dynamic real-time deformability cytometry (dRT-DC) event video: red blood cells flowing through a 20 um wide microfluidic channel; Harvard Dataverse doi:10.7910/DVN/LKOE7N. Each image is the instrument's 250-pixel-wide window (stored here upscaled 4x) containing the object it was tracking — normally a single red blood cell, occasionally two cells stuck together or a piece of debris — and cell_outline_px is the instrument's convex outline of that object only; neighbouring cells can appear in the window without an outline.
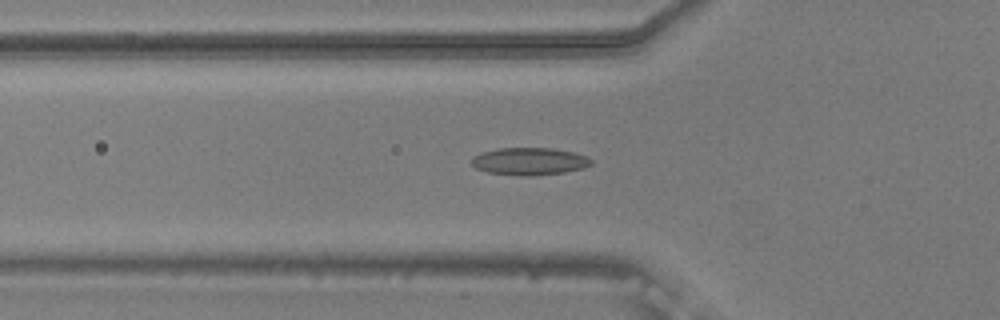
{"species": "common noctule bat (a hibernating species)", "species_latin": "Nyctalus noctula", "temperature_condition": "warm", "stored_images_in_passage": 53, "camera_frame_rate_fps": 3000, "um_per_image_px": 0.085, "animal": {"sex": "male", "body_mass_g": 20.5, "forearm_length_mm": 52.5}, "frame": {"image": 1, "passage_image": 19, "time_ms": 6.0, "image_size_px": [1000, 320], "cell_outline_px": [[592, 164], [584, 168], [564, 172], [528, 176], [520, 176], [488, 172], [476, 168], [472, 164], [472, 156], [484, 152], [500, 148], [552, 148], [572, 152], [588, 156], [592, 160]], "centroid_in_image_um": [45.02, 13.71], "position_along_channel_um": 80.8, "area_um2": 19.02}}
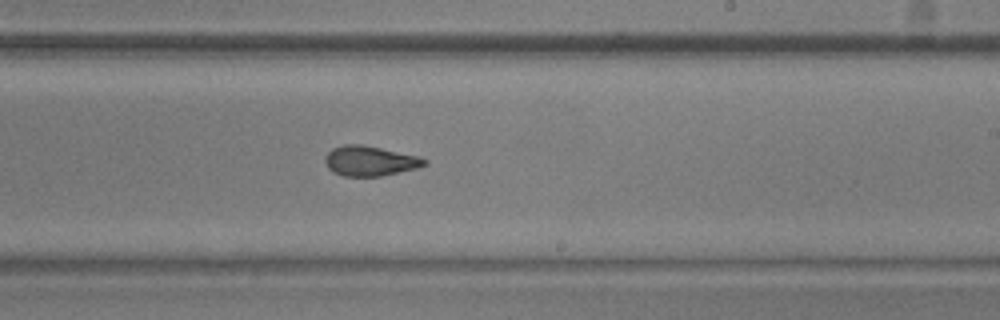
{"frame": {"image": 2, "passage_image": 33, "time_ms": 10.667, "image_size_px": [1000, 320], "cell_outline_px": [[428, 164], [416, 168], [380, 176], [344, 176], [332, 172], [328, 168], [324, 160], [324, 156], [332, 148], [344, 144], [360, 144], [420, 156], [428, 160]], "centroid_in_image_um": [31.43, 13.67], "position_along_channel_um": 257.6, "area_um2": 17.4}}
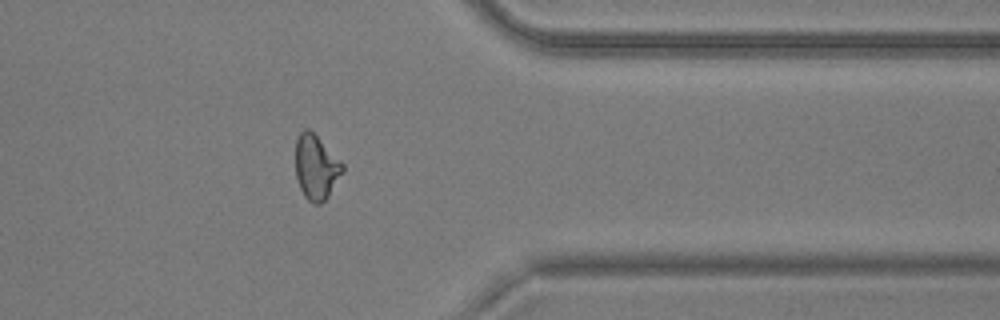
{"frame": {"image": 3, "passage_image": 44, "time_ms": 14.333, "image_size_px": [1000, 320], "cell_outline_px": [[344, 172], [328, 196], [320, 204], [312, 204], [304, 196], [300, 188], [296, 176], [296, 140], [300, 132], [304, 128], [308, 128], [344, 164]], "centroid_in_image_um": [26.87, 14.23], "position_along_channel_um": 384.5, "area_um2": 17.63}, "authors_computed_cell_mechanics": {"area_um2": 17.629, "velocity_mm_per_s": 3.7641, "shape_relaxation_time_tau1_ms": 9.6767, "shape_relaxation_time_tau2_ms": 1.6985, "deformation_change_tau1": 0.208, "deformation_change_tau2": 0.0893}}